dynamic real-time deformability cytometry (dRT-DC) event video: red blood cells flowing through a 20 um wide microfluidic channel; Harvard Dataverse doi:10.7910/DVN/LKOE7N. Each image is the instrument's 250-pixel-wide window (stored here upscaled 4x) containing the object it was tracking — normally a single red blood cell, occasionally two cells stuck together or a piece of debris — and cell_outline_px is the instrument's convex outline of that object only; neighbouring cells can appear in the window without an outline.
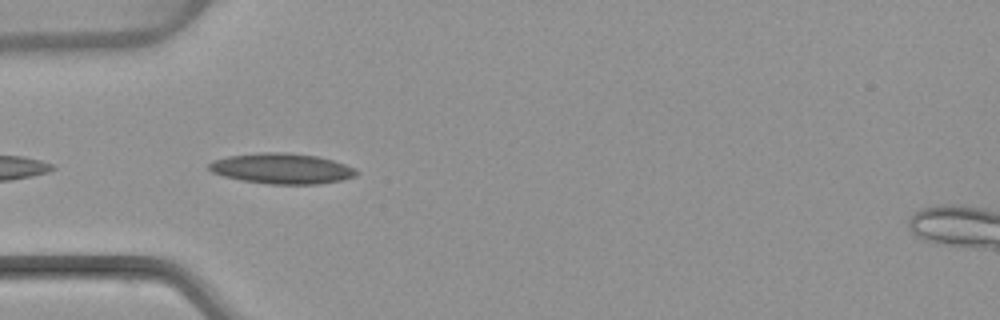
{"species": "common noctule bat (a hibernating species)", "species_latin": "Nyctalus noctula", "temperature_condition": "warm", "stored_images_in_passage": 6, "camera_frame_rate_fps": 3000, "um_per_image_px": 0.085, "animal": {"sex": "female", "body_mass_g": 22.7, "forearm_length_mm": 54.2}, "frame": {"image": 1, "passage_image": 2, "time_ms": 0.333, "image_size_px": [1000, 320], "cell_outline_px": [[360, 172], [356, 176], [340, 180], [316, 184], [268, 184], [244, 180], [224, 176], [212, 172], [208, 168], [208, 164], [216, 160], [228, 156], [260, 152], [284, 152], [316, 156], [332, 160], [356, 168]], "centroid_in_image_um": [23.98, 14.32], "position_along_channel_um": 61.0, "area_um2": 26.01}}